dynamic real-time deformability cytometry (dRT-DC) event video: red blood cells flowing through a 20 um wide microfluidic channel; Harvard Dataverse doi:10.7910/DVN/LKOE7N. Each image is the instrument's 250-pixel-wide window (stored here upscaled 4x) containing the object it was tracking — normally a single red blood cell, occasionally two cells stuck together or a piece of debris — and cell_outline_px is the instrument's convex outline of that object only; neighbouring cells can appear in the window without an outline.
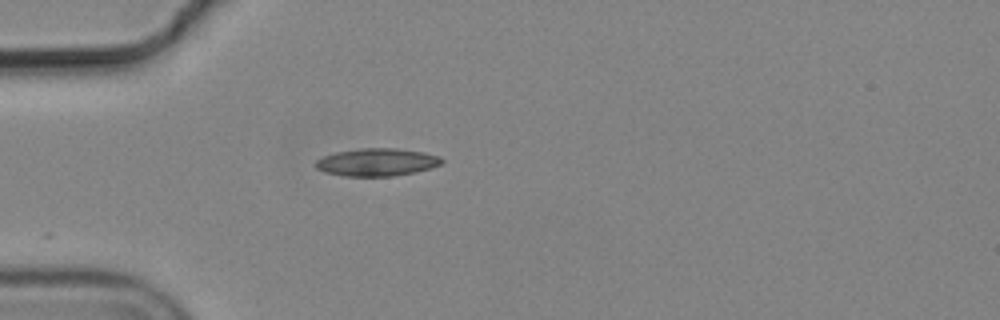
{"species": "common noctule bat (a hibernating species)", "species_latin": "Nyctalus noctula", "temperature_condition": "cold", "stored_images_in_passage": 1, "camera_frame_rate_fps": 3000, "um_per_image_px": 0.085, "animal": {"sex": "male", "body_mass_g": 19.2, "forearm_length_mm": 51.8}, "frame": {"image": 1, "passage_image": 1, "time_ms": 0.0, "image_size_px": [1000, 320], "cell_outline_px": [[444, 160], [440, 164], [432, 168], [416, 172], [392, 176], [344, 176], [324, 172], [316, 168], [316, 160], [324, 156], [336, 152], [360, 148], [396, 148], [424, 152], [440, 156]], "centroid_in_image_um": [32.06, 13.78], "position_along_channel_um": 52.9, "area_um2": 20.4}}